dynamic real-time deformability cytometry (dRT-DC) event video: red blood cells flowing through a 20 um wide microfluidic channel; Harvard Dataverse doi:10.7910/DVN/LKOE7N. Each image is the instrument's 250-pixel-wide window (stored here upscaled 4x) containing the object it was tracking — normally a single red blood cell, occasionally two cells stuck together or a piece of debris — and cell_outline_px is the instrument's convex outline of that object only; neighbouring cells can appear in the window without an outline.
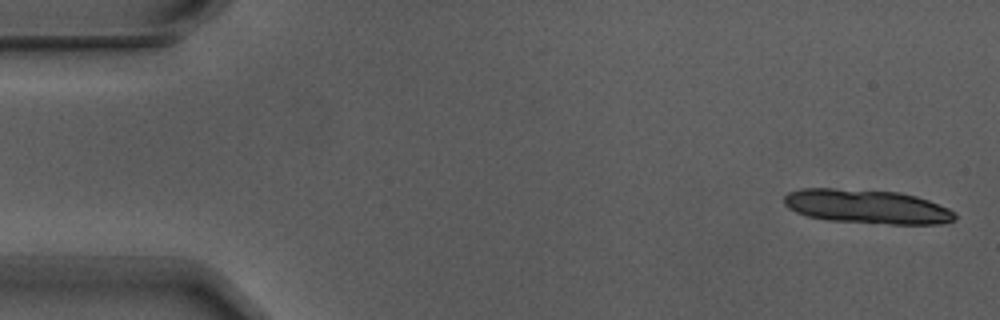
{"species": "Egyptian fruit bat (a non-hibernating species)", "species_latin": "Rousettus aegyptiacus", "temperature_condition": "warm", "stored_images_in_passage": 5, "camera_frame_rate_fps": 3000, "um_per_image_px": 0.085, "animal": {"sex": "male"}, "frame": {"image": 1, "passage_image": 1, "time_ms": 0.0, "image_size_px": [1000, 320], "cell_outline_px": [[956, 220], [940, 224], [888, 224], [828, 220], [808, 216], [796, 212], [788, 208], [784, 204], [784, 196], [788, 192], [804, 188], [832, 188], [900, 192], [916, 196], [928, 200], [948, 208], [956, 212]], "centroid_in_image_um": [73.71, 17.56], "position_along_channel_um": 11.3, "area_um2": 34.04}}